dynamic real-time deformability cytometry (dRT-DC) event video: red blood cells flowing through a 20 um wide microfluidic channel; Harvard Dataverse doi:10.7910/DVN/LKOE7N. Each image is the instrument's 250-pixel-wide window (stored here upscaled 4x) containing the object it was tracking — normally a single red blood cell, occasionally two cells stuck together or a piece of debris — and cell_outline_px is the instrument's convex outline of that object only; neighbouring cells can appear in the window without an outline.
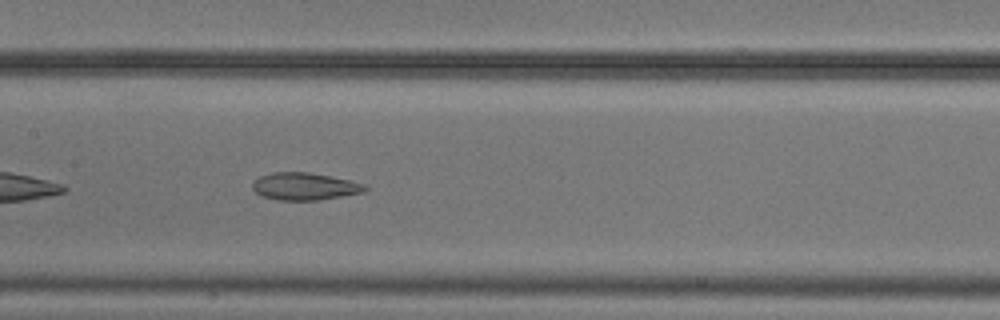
{"species": "common noctule bat (a hibernating species)", "species_latin": "Nyctalus noctula", "temperature_condition": "cold", "stored_images_in_passage": 41, "camera_frame_rate_fps": 3000, "um_per_image_px": 0.085, "animal": {"sex": "male", "body_mass_g": 20.5, "forearm_length_mm": 52.5}, "frame": {"image": 1, "passage_image": 12, "time_ms": 3.667, "image_size_px": [1000, 320], "cell_outline_px": [[368, 188], [364, 192], [320, 200], [280, 200], [264, 196], [256, 192], [252, 188], [252, 184], [260, 176], [272, 172], [308, 172], [348, 180], [364, 184]], "centroid_in_image_um": [25.89, 15.84], "position_along_channel_um": 181.5, "area_um2": 17.69}, "authors_computed_cell_mechanics": {"area_um2": 20.808, "velocity_mm_per_s": 3.7215, "shape_relaxation_time_tau1_ms": null, "shape_relaxation_time_tau2_ms": 1.3837, "deformation_change_tau1": null, "deformation_change_tau2": 0.0831}}